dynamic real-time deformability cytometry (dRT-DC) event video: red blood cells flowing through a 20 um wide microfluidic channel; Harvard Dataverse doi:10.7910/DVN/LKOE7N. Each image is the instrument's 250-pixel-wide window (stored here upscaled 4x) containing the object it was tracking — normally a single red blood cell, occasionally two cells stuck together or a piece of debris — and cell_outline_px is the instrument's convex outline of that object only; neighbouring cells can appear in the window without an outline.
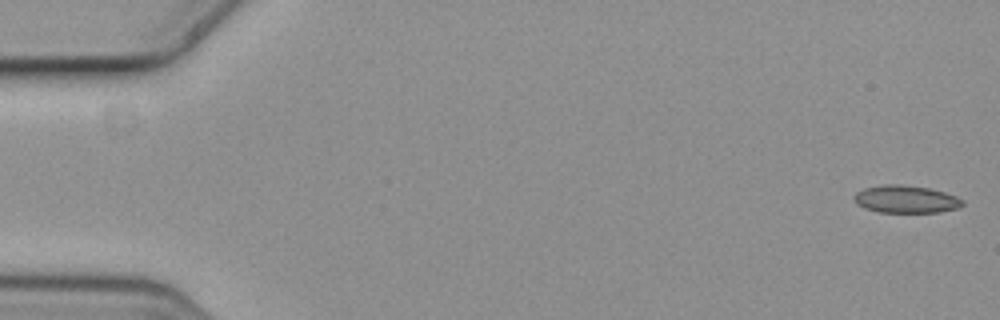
{"species": "common noctule bat (a hibernating species)", "species_latin": "Nyctalus noctula", "temperature_condition": "cold", "stored_images_in_passage": 5, "camera_frame_rate_fps": 3000, "um_per_image_px": 0.085, "animal": {"sex": "female", "body_mass_g": 19.3, "forearm_length_mm": 54.1}, "frame": {"image": 1, "passage_image": 1, "time_ms": 0.0, "image_size_px": [1000, 320], "cell_outline_px": [[964, 204], [956, 208], [940, 212], [880, 212], [864, 208], [856, 204], [852, 196], [856, 192], [864, 188], [884, 184], [900, 184], [928, 188], [944, 192], [956, 196], [964, 200]], "centroid_in_image_um": [76.97, 16.93], "position_along_channel_um": 8.0, "area_um2": 17.46}}
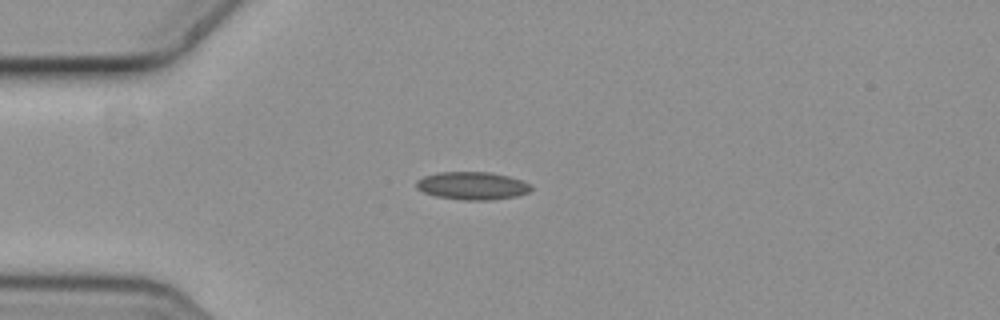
{"frame": {"image": 2, "passage_image": 5, "time_ms": 1.333, "image_size_px": [1000, 320], "cell_outline_px": [[532, 188], [528, 192], [516, 196], [488, 200], [460, 200], [436, 196], [424, 192], [416, 188], [416, 180], [424, 176], [436, 172], [492, 172], [508, 176], [520, 180], [528, 184]], "centroid_in_image_um": [40.1, 15.78], "position_along_channel_um": 44.9, "area_um2": 18.55}}